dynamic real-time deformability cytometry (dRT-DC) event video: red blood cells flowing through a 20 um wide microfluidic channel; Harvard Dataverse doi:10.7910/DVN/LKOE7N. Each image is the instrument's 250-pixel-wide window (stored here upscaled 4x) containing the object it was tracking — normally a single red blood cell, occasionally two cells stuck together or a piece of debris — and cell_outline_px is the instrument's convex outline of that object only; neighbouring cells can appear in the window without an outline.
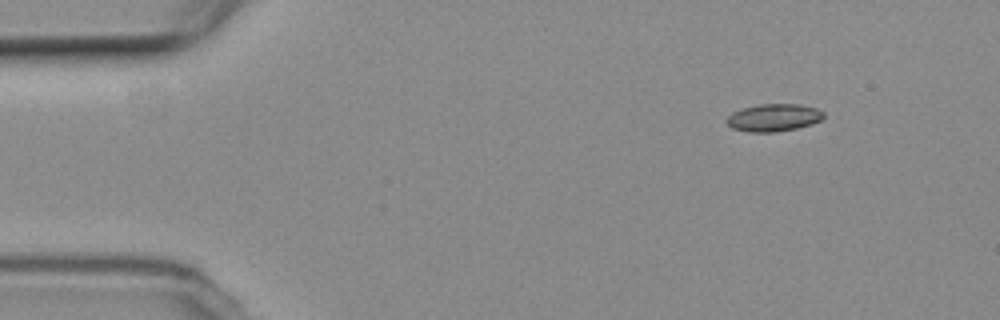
{"species": "common noctule bat (a hibernating species)", "species_latin": "Nyctalus noctula", "temperature_condition": "room temperature", "stored_images_in_passage": 4, "camera_frame_rate_fps": 3000, "um_per_image_px": 0.085, "animal": {"sex": "female", "body_mass_g": 19.3, "forearm_length_mm": 54.1}, "frame": {"image": 1, "passage_image": 1, "time_ms": 0.0, "image_size_px": [1000, 320], "cell_outline_px": [[824, 116], [820, 120], [812, 124], [796, 128], [776, 132], [748, 132], [732, 128], [724, 120], [732, 112], [744, 108], [760, 104], [800, 104], [816, 108], [824, 112]], "centroid_in_image_um": [65.75, 10.0], "position_along_channel_um": 19.2, "area_um2": 15.55}}
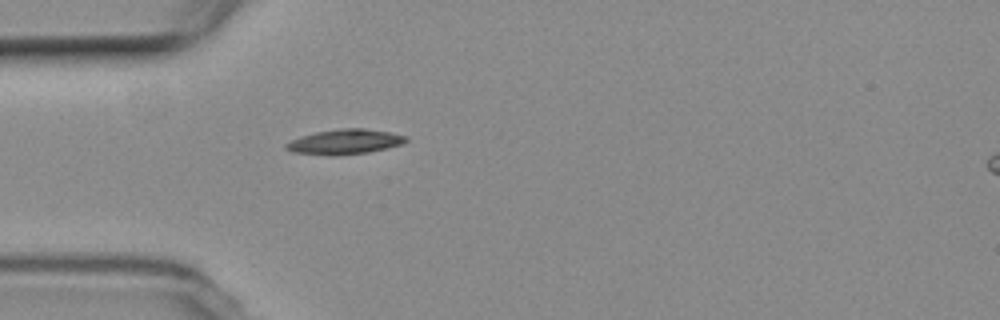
{"frame": {"image": 2, "passage_image": 4, "time_ms": 3.333, "image_size_px": [1000, 320], "cell_outline_px": [[408, 140], [400, 144], [368, 152], [332, 156], [292, 152], [284, 148], [284, 144], [300, 136], [316, 132], [340, 128], [364, 128], [388, 132], [404, 136]], "centroid_in_image_um": [29.23, 12.05], "position_along_channel_um": 55.8, "area_um2": 17.22}}